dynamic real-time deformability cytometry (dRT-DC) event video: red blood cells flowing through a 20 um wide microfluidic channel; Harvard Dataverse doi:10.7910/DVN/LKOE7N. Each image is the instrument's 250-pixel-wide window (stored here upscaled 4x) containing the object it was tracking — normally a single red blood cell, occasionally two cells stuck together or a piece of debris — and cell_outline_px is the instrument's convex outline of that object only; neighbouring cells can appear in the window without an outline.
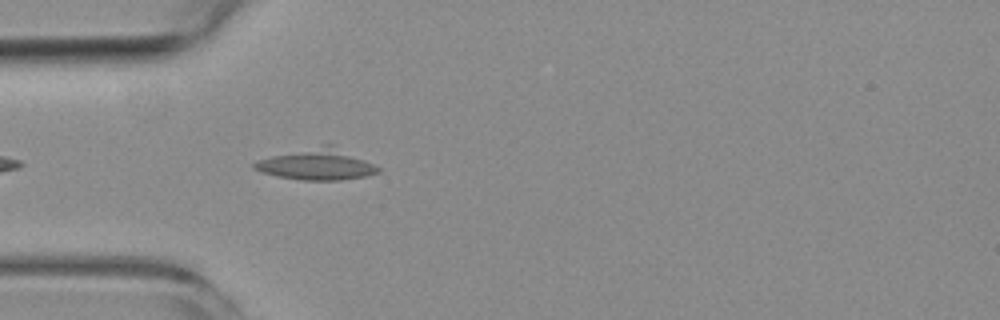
{"species": "common noctule bat (a hibernating species)", "species_latin": "Nyctalus noctula", "temperature_condition": "room temperature", "stored_images_in_passage": 2, "camera_frame_rate_fps": 3000, "um_per_image_px": 0.085, "animal": {"sex": "female", "body_mass_g": 19.3, "forearm_length_mm": 54.1}, "frame": {"image": 1, "passage_image": 2, "time_ms": 2.333, "image_size_px": [1000, 320], "cell_outline_px": [[380, 172], [364, 176], [340, 180], [304, 180], [276, 176], [252, 168], [252, 164], [256, 160], [272, 156], [324, 144], [332, 144], [380, 168]], "centroid_in_image_um": [26.9, 13.98], "position_along_channel_um": 58.1, "area_um2": 21.91}}